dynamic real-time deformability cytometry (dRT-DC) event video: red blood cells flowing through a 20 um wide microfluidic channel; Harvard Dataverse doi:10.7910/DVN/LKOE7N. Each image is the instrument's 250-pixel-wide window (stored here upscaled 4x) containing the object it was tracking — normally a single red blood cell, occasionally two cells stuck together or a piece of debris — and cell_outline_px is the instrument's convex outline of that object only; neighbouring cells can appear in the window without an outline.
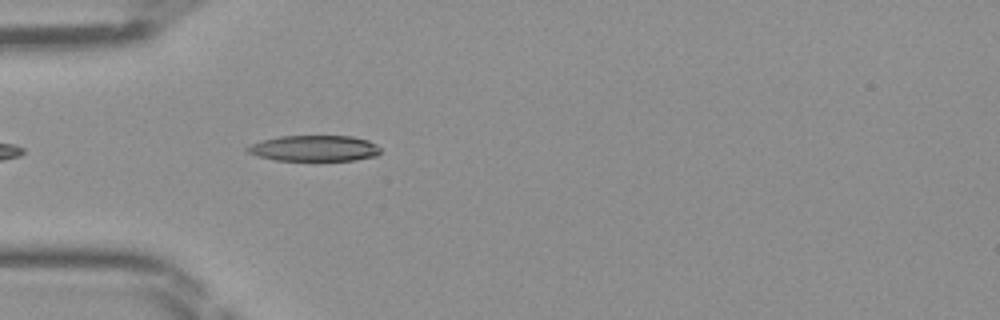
{"species": "Egyptian fruit bat (a non-hibernating species)", "species_latin": "Rousettus aegyptiacus", "temperature_condition": "room temperature", "stored_images_in_passage": 23, "camera_frame_rate_fps": 3000, "um_per_image_px": 0.085, "frame": {"image": 1, "passage_image": 3, "time_ms": 0.667, "image_size_px": [1000, 320], "cell_outline_px": [[380, 152], [376, 156], [356, 160], [276, 160], [256, 156], [248, 152], [244, 148], [252, 144], [264, 140], [280, 136], [352, 136], [368, 140], [376, 144], [380, 148]], "centroid_in_image_um": [26.73, 12.6], "position_along_channel_um": 58.3, "area_um2": 20.0}}
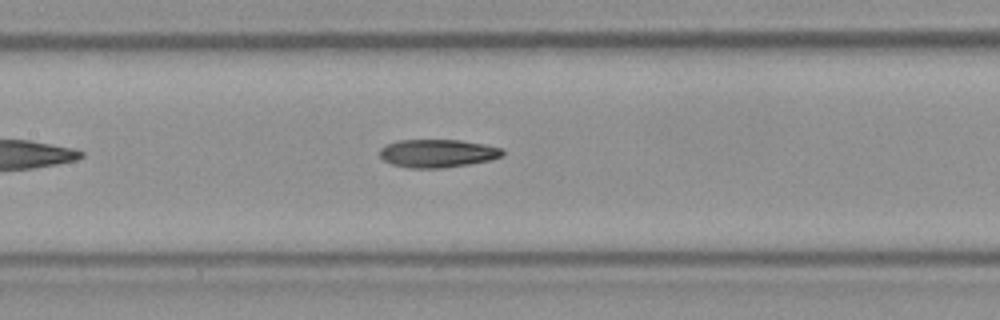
{"frame": {"image": 2, "passage_image": 11, "time_ms": 3.333, "image_size_px": [1000, 320], "cell_outline_px": [[504, 156], [492, 160], [444, 168], [408, 168], [392, 164], [384, 160], [380, 156], [380, 148], [384, 144], [396, 140], [460, 140], [484, 144], [504, 148]], "centroid_in_image_um": [37.21, 13.03], "position_along_channel_um": 170.2, "area_um2": 20.4}}
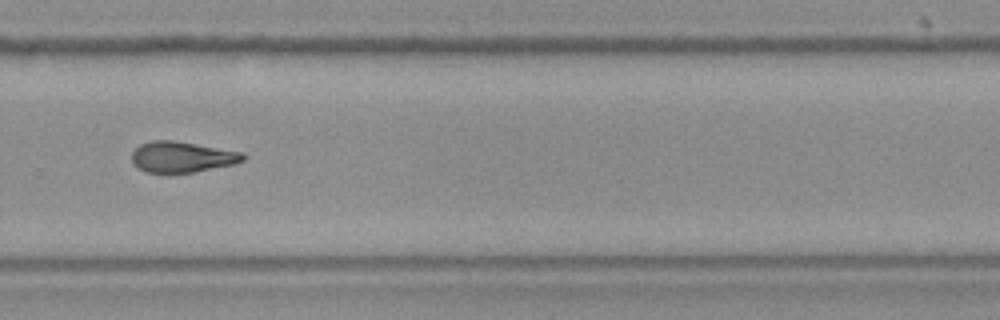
{"frame": {"image": 3, "passage_image": 21, "time_ms": 6.667, "image_size_px": [1000, 320], "cell_outline_px": [[244, 160], [236, 164], [192, 172], [144, 172], [136, 168], [132, 160], [132, 152], [140, 144], [152, 140], [172, 140], [244, 152]], "centroid_in_image_um": [15.46, 13.34], "position_along_channel_um": 314.3, "area_um2": 19.94}}